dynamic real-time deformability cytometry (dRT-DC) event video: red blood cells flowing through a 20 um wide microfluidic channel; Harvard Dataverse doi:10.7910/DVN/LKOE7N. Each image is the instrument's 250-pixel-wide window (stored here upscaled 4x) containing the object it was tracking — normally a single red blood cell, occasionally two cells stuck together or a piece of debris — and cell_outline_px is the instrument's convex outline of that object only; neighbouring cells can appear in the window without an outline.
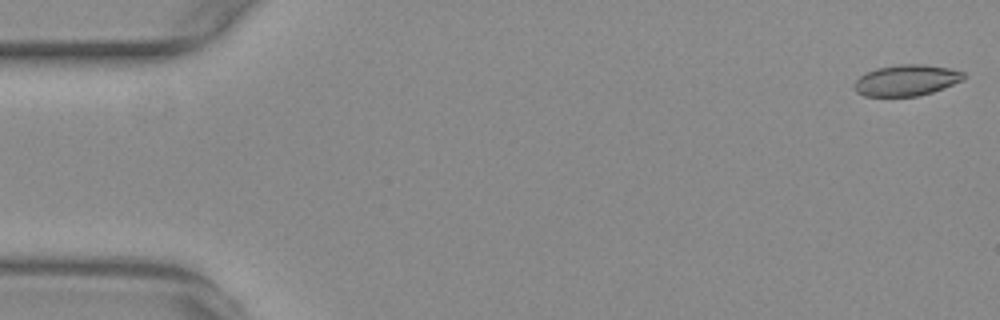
{"species": "common noctule bat (a hibernating species)", "species_latin": "Nyctalus noctula", "temperature_condition": "warm", "stored_images_in_passage": 35, "camera_frame_rate_fps": 3000, "um_per_image_px": 0.085, "animal": {"sex": "female", "body_mass_g": 29.2, "forearm_length_mm": 56.3}, "frame": {"image": 1, "passage_image": 1, "time_ms": 0.0, "image_size_px": [1000, 320], "cell_outline_px": [[968, 76], [964, 80], [944, 88], [932, 92], [916, 96], [864, 96], [856, 92], [856, 80], [860, 76], [876, 68], [900, 64], [924, 64], [948, 68], [964, 72]], "centroid_in_image_um": [77.1, 6.82], "position_along_channel_um": 7.9, "area_um2": 19.77}}
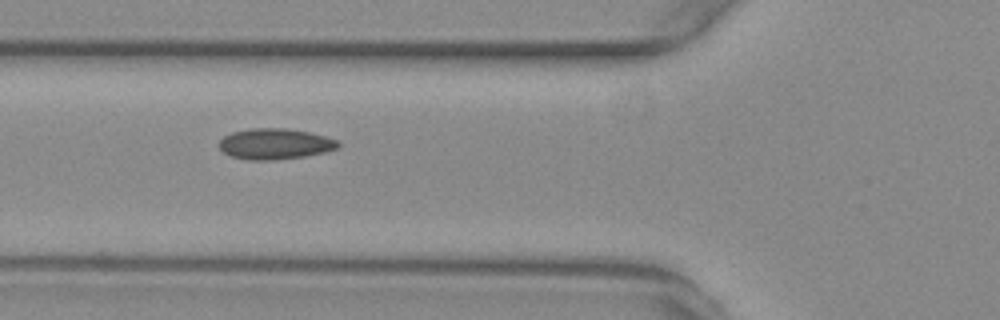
{"frame": {"image": 2, "passage_image": 20, "time_ms": 6.333, "image_size_px": [1000, 320], "cell_outline_px": [[340, 148], [324, 152], [304, 156], [272, 160], [248, 160], [232, 156], [224, 152], [220, 148], [220, 140], [224, 136], [232, 132], [248, 128], [288, 128], [308, 132], [340, 140]], "centroid_in_image_um": [23.4, 12.22], "position_along_channel_um": 102.4, "area_um2": 21.39}}
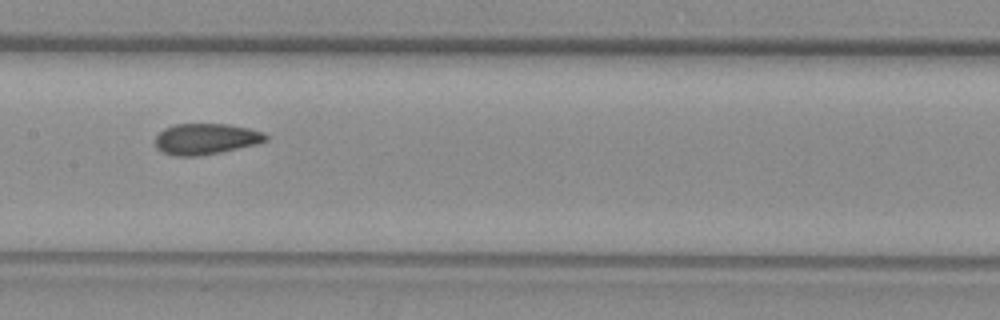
{"frame": {"image": 3, "passage_image": 27, "time_ms": 8.667, "image_size_px": [1000, 320], "cell_outline_px": [[268, 140], [256, 144], [220, 152], [196, 156], [176, 156], [160, 152], [156, 148], [156, 136], [164, 128], [176, 124], [228, 124], [248, 128], [264, 132], [268, 136]], "centroid_in_image_um": [17.49, 11.81], "position_along_channel_um": 189.9, "area_um2": 19.94}}